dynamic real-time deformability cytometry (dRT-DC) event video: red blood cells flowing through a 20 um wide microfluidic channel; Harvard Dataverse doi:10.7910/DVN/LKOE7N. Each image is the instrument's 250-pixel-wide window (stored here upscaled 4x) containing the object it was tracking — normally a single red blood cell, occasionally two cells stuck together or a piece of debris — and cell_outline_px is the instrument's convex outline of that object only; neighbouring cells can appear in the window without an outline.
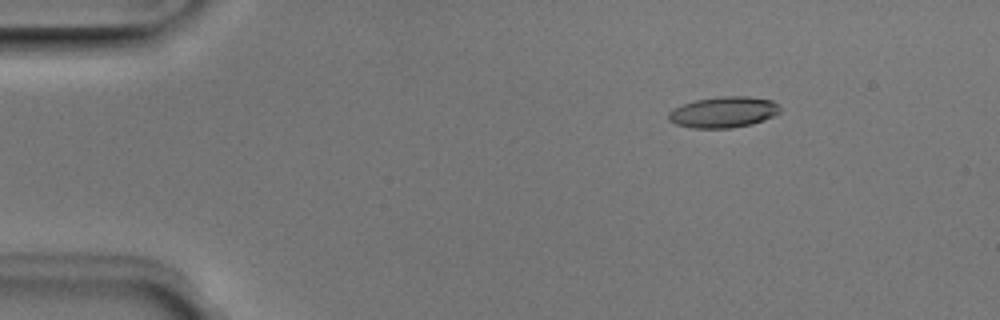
{"species": "Egyptian fruit bat (a non-hibernating species)", "species_latin": "Rousettus aegyptiacus", "temperature_condition": "room temperature", "stored_images_in_passage": 5, "camera_frame_rate_fps": 3000, "um_per_image_px": 0.085, "animal": {"sex": "male"}, "frame": {"image": 1, "passage_image": 3, "time_ms": 0.667, "image_size_px": [1000, 320], "cell_outline_px": [[780, 112], [764, 120], [752, 124], [732, 128], [692, 128], [676, 124], [668, 120], [668, 112], [684, 104], [696, 100], [716, 96], [748, 96], [772, 100], [780, 108]], "centroid_in_image_um": [61.5, 9.53], "position_along_channel_um": 23.5, "area_um2": 20.11}}